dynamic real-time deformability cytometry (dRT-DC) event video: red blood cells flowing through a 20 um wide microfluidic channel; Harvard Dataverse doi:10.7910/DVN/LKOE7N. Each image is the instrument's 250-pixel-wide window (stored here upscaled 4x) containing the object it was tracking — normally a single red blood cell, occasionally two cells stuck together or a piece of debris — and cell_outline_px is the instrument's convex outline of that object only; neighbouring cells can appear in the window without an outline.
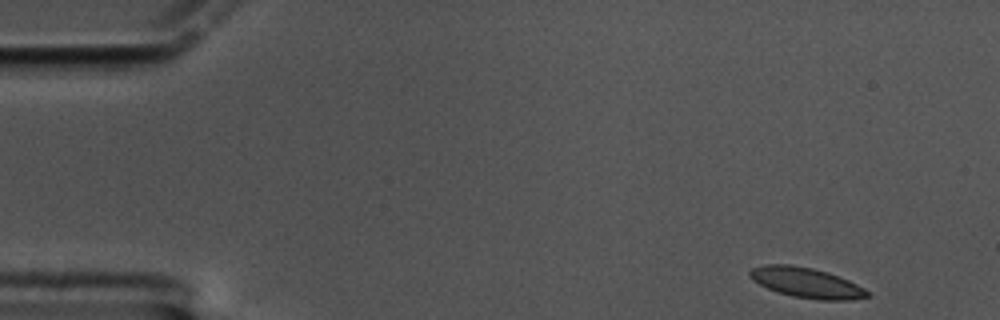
{"species": "common noctule bat (a hibernating species)", "species_latin": "Nyctalus noctula", "temperature_condition": "cold", "stored_images_in_passage": 55, "camera_frame_rate_fps": 3000, "um_per_image_px": 0.085, "animal": {"sex": "male", "body_mass_g": 17.5, "forearm_length_mm": 52.3}, "frame": {"image": 1, "passage_image": 1, "time_ms": 0.0, "image_size_px": [1000, 320], "cell_outline_px": [[872, 296], [852, 300], [820, 300], [792, 296], [768, 288], [752, 280], [748, 276], [748, 272], [752, 268], [764, 264], [788, 264], [812, 268], [828, 272], [848, 280], [872, 292]], "centroid_in_image_um": [68.57, 24.03], "position_along_channel_um": 16.4, "area_um2": 20.75}}
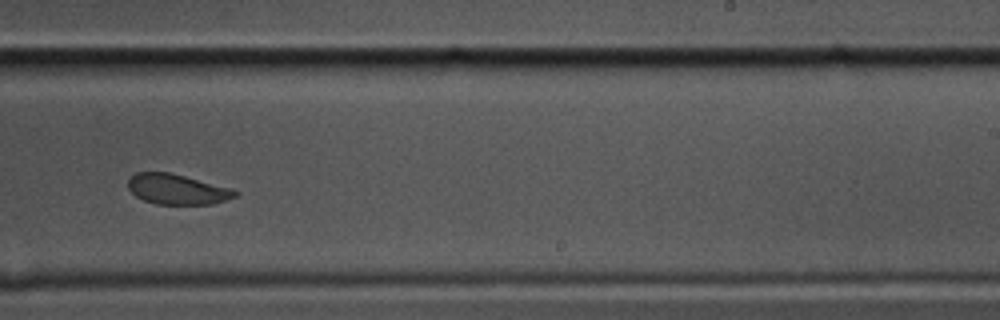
{"frame": {"image": 2, "passage_image": 33, "time_ms": 10.667, "image_size_px": [1000, 320], "cell_outline_px": [[240, 192], [236, 196], [228, 200], [212, 204], [156, 204], [144, 200], [136, 196], [128, 188], [128, 180], [136, 172], [168, 172], [232, 188]], "centroid_in_image_um": [15.08, 16.09], "position_along_channel_um": 273.9, "area_um2": 18.84}}
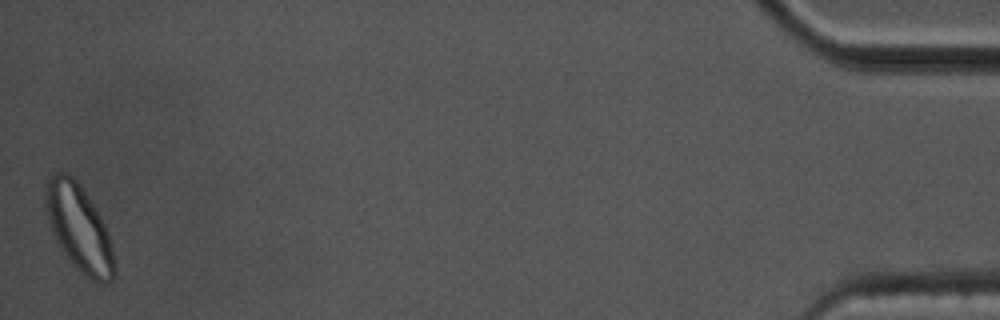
{"frame": {"image": 3, "passage_image": 55, "time_ms": 18.0, "image_size_px": [1000, 320], "cell_outline_px": [[116, 276], [112, 280], [104, 284], [100, 284], [92, 280], [80, 272], [64, 256], [48, 224], [44, 208], [44, 192], [48, 176], [56, 172], [68, 172], [80, 184], [88, 196], [100, 216], [108, 232], [116, 268]], "centroid_in_image_um": [6.68, 19.38], "position_along_channel_um": 428.5, "area_um2": 35.32}, "authors_computed_cell_mechanics": {"area_um2": 20.6924, "velocity_mm_per_s": 3.3753, "shape_relaxation_time_tau1_ms": 7.3948, "shape_relaxation_time_tau2_ms": 1.6512, "deformation_change_tau1": 0.1236, "deformation_change_tau2": 0.0545}}